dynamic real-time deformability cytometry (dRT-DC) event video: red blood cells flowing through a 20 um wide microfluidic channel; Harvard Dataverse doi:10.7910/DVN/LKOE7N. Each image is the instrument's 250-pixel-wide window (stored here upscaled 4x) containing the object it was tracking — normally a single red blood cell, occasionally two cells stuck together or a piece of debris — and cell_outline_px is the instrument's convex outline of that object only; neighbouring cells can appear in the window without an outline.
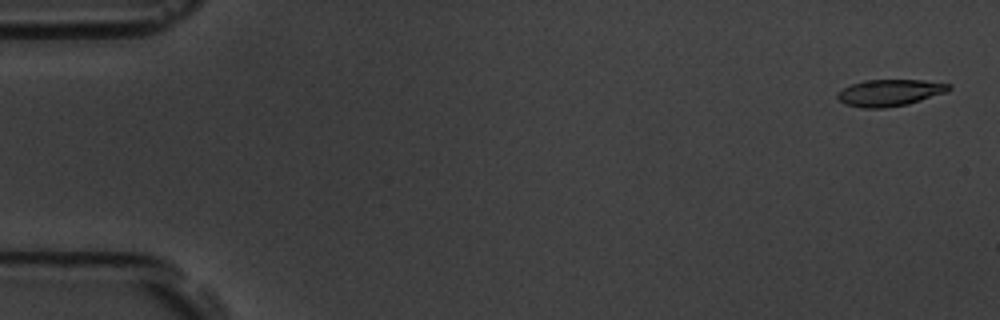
{"species": "common noctule bat (a hibernating species)", "species_latin": "Nyctalus noctula", "temperature_condition": "room temperature", "stored_images_in_passage": 56, "camera_frame_rate_fps": 3000, "um_per_image_px": 0.085, "animal": {"sex": "male", "body_mass_g": 19.5, "forearm_length_mm": 54.6}, "frame": {"image": 1, "passage_image": 2, "time_ms": 0.333, "image_size_px": [1000, 320], "cell_outline_px": [[952, 88], [948, 92], [908, 104], [884, 108], [860, 108], [844, 104], [836, 96], [836, 92], [852, 84], [864, 80], [924, 80], [952, 84]], "centroid_in_image_um": [75.64, 7.88], "position_along_channel_um": 9.4, "area_um2": 17.51}}
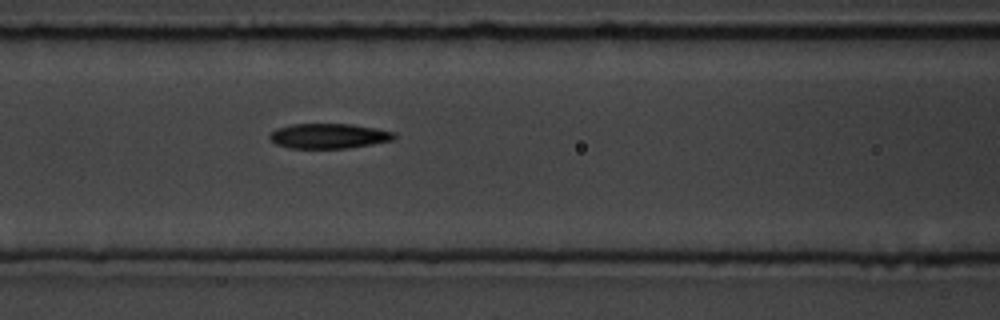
{"frame": {"image": 2, "passage_image": 24, "time_ms": 7.667, "image_size_px": [1000, 320], "cell_outline_px": [[396, 136], [392, 140], [372, 144], [348, 148], [288, 148], [276, 144], [268, 136], [276, 128], [292, 124], [352, 124], [396, 132]], "centroid_in_image_um": [27.94, 11.56], "position_along_channel_um": 138.7, "area_um2": 18.09}}
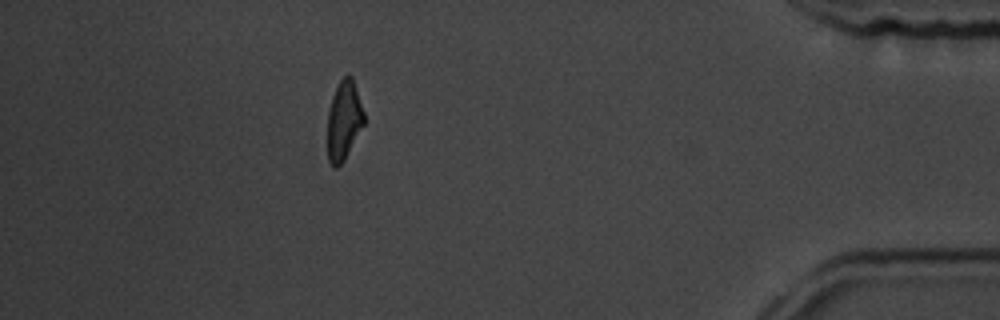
{"frame": {"image": 3, "passage_image": 50, "time_ms": 16.333, "image_size_px": [1000, 320], "cell_outline_px": [[364, 124], [344, 160], [336, 168], [332, 168], [328, 160], [328, 112], [332, 96], [340, 80], [344, 76], [352, 76], [364, 112]], "centroid_in_image_um": [29.22, 10.25], "position_along_channel_um": 406.0, "area_um2": 16.7}, "authors_computed_cell_mechanics": {"area_um2": 18.3226, "velocity_mm_per_s": 3.6622, "shape_relaxation_time_tau1_ms": 5.8207, "shape_relaxation_time_tau2_ms": 5.8386, "deformation_change_tau1": 0.1893, "deformation_change_tau2": 0.1559}}